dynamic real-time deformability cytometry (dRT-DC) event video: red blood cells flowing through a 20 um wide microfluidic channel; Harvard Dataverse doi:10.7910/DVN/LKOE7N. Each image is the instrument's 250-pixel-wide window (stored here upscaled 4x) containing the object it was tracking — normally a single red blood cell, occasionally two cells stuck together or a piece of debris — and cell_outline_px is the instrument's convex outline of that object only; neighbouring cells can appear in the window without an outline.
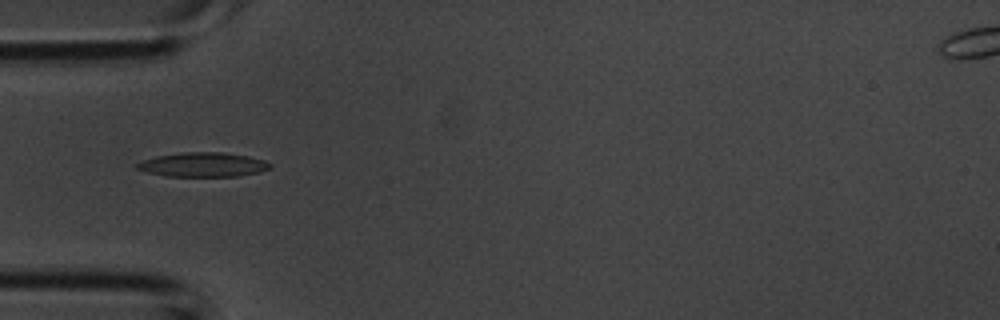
{"species": "common noctule bat (a hibernating species)", "species_latin": "Nyctalus noctula", "temperature_condition": "room temperature", "stored_images_in_passage": 31, "camera_frame_rate_fps": 3000, "um_per_image_px": 0.085, "animal": {"sex": "male", "body_mass_g": 20.1, "forearm_length_mm": 53.5}, "frame": {"image": 1, "passage_image": 5, "time_ms": 1.333, "image_size_px": [1000, 320], "cell_outline_px": [[272, 164], [268, 168], [260, 172], [240, 176], [164, 176], [148, 172], [136, 168], [136, 164], [140, 160], [156, 156], [184, 152], [224, 152], [248, 156], [264, 160]], "centroid_in_image_um": [17.24, 13.99], "position_along_channel_um": 67.8, "area_um2": 18.9}}
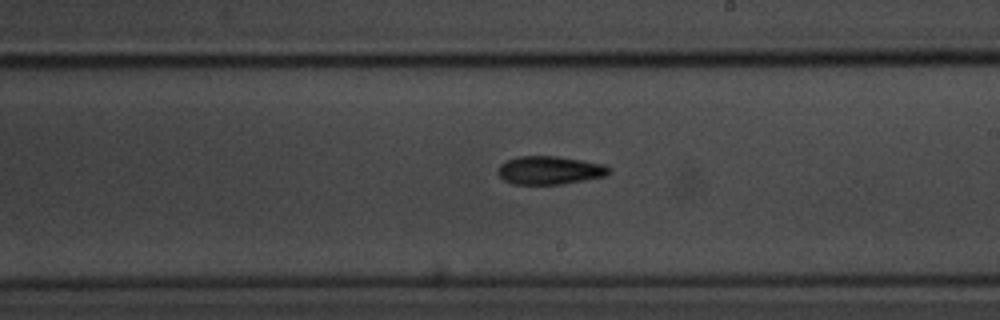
{"frame": {"image": 2, "passage_image": 15, "time_ms": 4.667, "image_size_px": [1000, 320], "cell_outline_px": [[612, 172], [604, 176], [560, 184], [512, 184], [504, 180], [496, 172], [500, 164], [508, 160], [520, 156], [556, 156], [604, 164]], "centroid_in_image_um": [46.69, 14.47], "position_along_channel_um": 242.3, "area_um2": 18.09}}
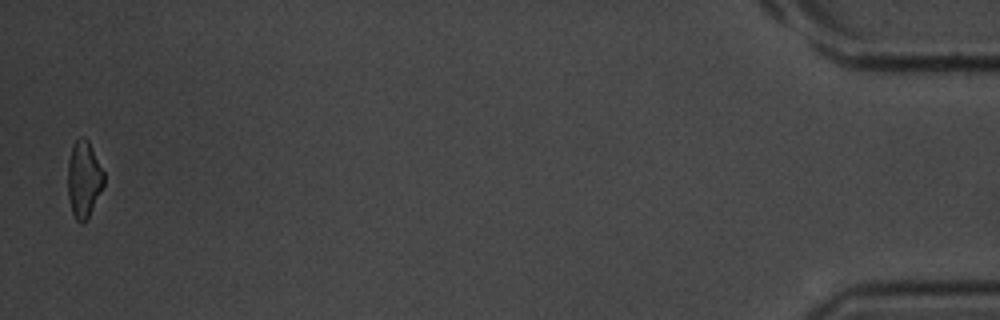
{"frame": {"image": 3, "passage_image": 31, "time_ms": 10.0, "image_size_px": [1000, 320], "cell_outline_px": [[104, 184], [88, 220], [80, 224], [76, 220], [72, 212], [68, 200], [68, 160], [72, 144], [80, 136], [84, 136], [88, 140], [104, 172]], "centroid_in_image_um": [7.12, 15.25], "position_along_channel_um": 428.1, "area_um2": 16.36}}